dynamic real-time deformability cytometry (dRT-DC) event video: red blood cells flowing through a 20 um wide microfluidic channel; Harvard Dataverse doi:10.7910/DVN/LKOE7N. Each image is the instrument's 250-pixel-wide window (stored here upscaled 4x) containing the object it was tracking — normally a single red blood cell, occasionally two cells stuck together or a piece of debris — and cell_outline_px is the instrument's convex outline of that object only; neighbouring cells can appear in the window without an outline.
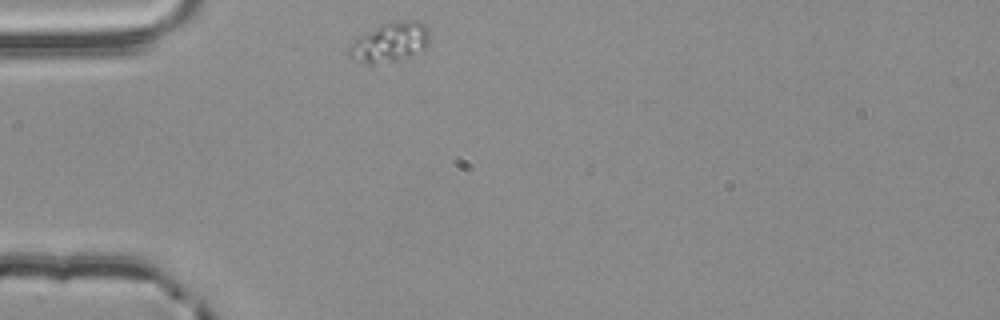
{"species": "common noctule bat (a hibernating species)", "species_latin": "Nyctalus noctula", "temperature_condition": "room temperature", "stored_images_in_passage": 1, "camera_frame_rate_fps": 3000, "um_per_image_px": 0.085, "animal": {"sex": "male", "body_mass_g": 20.4}, "frame": {"image": 1, "passage_image": 1, "time_ms": 0.0, "image_size_px": [1000, 320], "cell_outline_px": [[428, 44], [424, 48], [412, 56], [372, 68], [368, 68], [348, 56], [348, 48], [356, 36], [384, 24], [412, 20], [416, 20], [424, 24], [428, 28]], "centroid_in_image_um": [33.07, 3.68], "position_along_channel_um": 51.9, "area_um2": 19.13}}